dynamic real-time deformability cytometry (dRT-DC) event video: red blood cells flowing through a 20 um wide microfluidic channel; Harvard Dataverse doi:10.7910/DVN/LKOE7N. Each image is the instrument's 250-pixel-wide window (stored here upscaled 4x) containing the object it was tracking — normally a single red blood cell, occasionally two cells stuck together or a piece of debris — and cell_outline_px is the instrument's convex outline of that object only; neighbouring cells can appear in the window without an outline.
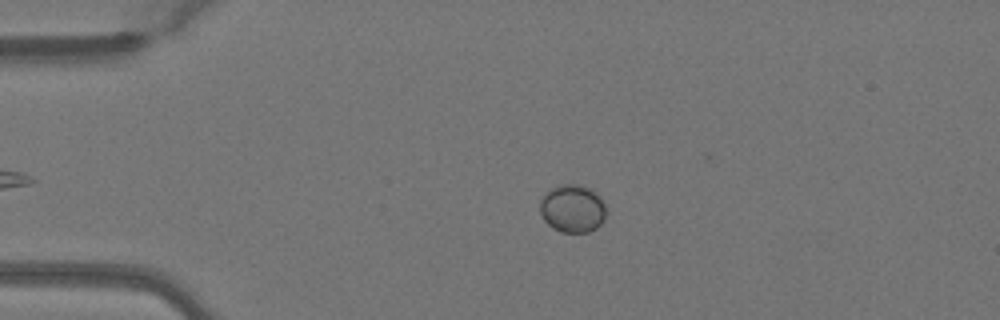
{"species": "Egyptian fruit bat (a non-hibernating species)", "species_latin": "Rousettus aegyptiacus", "temperature_condition": "warm", "stored_images_in_passage": 40, "camera_frame_rate_fps": 3000, "um_per_image_px": 0.085, "animal": {"sex": "female"}, "frame": {"image": 1, "passage_image": 11, "time_ms": 3.333, "image_size_px": [1000, 320], "cell_outline_px": [[604, 220], [596, 228], [588, 232], [560, 232], [552, 228], [544, 220], [540, 212], [540, 200], [552, 188], [560, 184], [576, 184], [592, 188], [600, 196], [604, 204]], "centroid_in_image_um": [48.66, 17.72], "position_along_channel_um": 36.3, "area_um2": 18.44}}
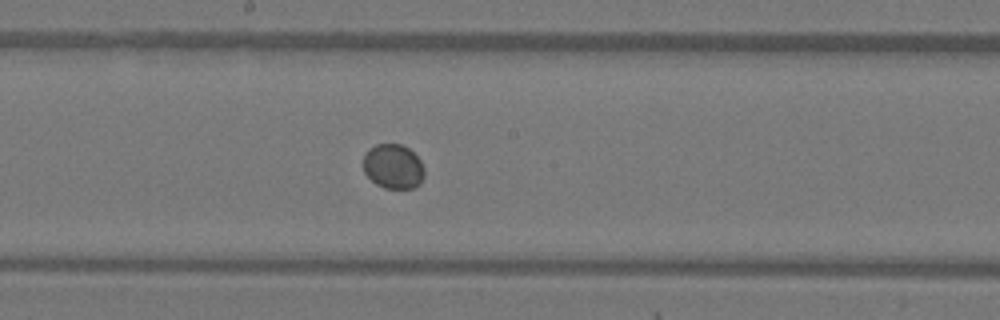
{"frame": {"image": 2, "passage_image": 27, "time_ms": 8.667, "image_size_px": [1000, 320], "cell_outline_px": [[424, 176], [420, 184], [412, 188], [384, 188], [376, 184], [364, 172], [364, 152], [368, 148], [376, 144], [400, 144], [408, 148], [420, 160], [424, 168]], "centroid_in_image_um": [33.42, 14.14], "position_along_channel_um": 214.8, "area_um2": 15.9}}
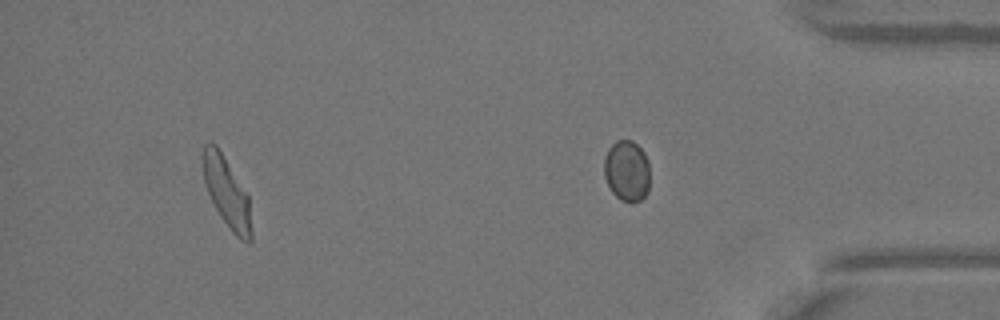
{"frame": {"image": 3, "passage_image": 40, "time_ms": 13.0, "image_size_px": [1000, 320], "cell_outline_px": [[648, 192], [640, 200], [632, 204], [620, 200], [612, 192], [604, 176], [604, 156], [608, 148], [616, 140], [632, 140], [644, 152], [648, 160]], "centroid_in_image_um": [53.27, 14.53], "position_along_channel_um": 381.9, "area_um2": 16.42}}